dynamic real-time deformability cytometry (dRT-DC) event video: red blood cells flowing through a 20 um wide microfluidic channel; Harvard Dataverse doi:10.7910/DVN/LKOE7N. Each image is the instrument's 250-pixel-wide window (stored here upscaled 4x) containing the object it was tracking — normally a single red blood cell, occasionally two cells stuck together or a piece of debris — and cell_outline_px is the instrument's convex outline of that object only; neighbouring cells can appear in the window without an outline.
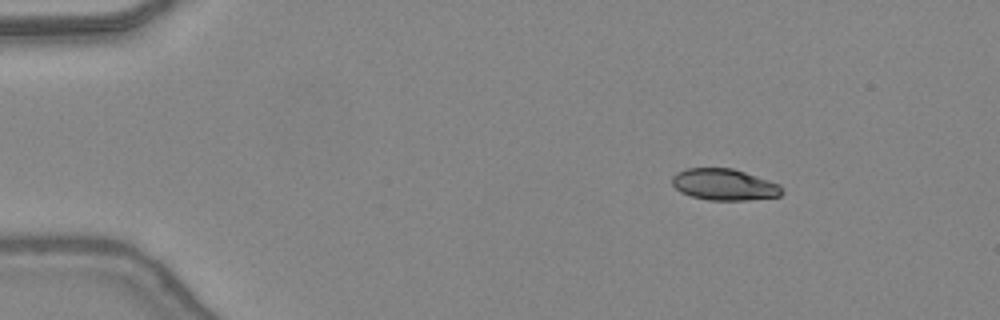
{"species": "common noctule bat (a hibernating species)", "species_latin": "Nyctalus noctula", "temperature_condition": "warm", "stored_images_in_passage": 41, "camera_frame_rate_fps": 3000, "um_per_image_px": 0.085, "animal": {"sex": "female", "body_mass_g": 24.6, "forearm_length_mm": 56.2}, "frame": {"image": 1, "passage_image": 1, "time_ms": 0.0, "image_size_px": [1000, 320], "cell_outline_px": [[784, 192], [780, 196], [748, 200], [708, 200], [692, 196], [680, 192], [672, 184], [672, 176], [676, 172], [688, 168], [732, 168], [780, 184], [784, 188]], "centroid_in_image_um": [61.57, 15.69], "position_along_channel_um": 23.4, "area_um2": 20.17}}
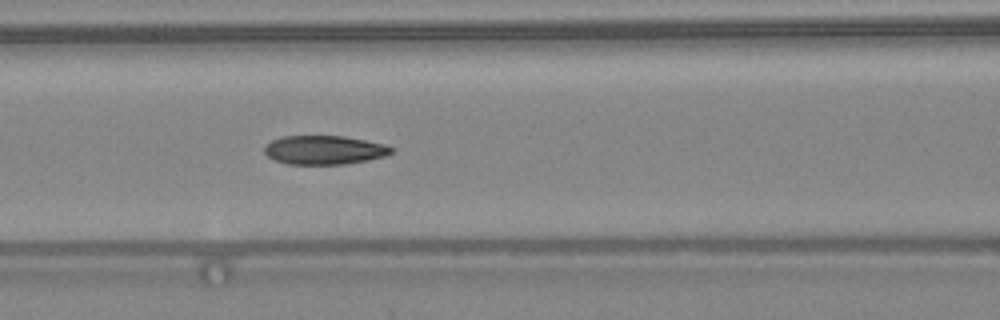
{"frame": {"image": 2, "passage_image": 15, "time_ms": 4.667, "image_size_px": [1000, 320], "cell_outline_px": [[392, 152], [384, 156], [368, 160], [344, 164], [288, 164], [276, 160], [268, 156], [264, 152], [264, 148], [272, 140], [284, 136], [344, 136], [388, 144], [392, 148]], "centroid_in_image_um": [27.59, 12.74], "position_along_channel_um": 139.0, "area_um2": 21.27}}
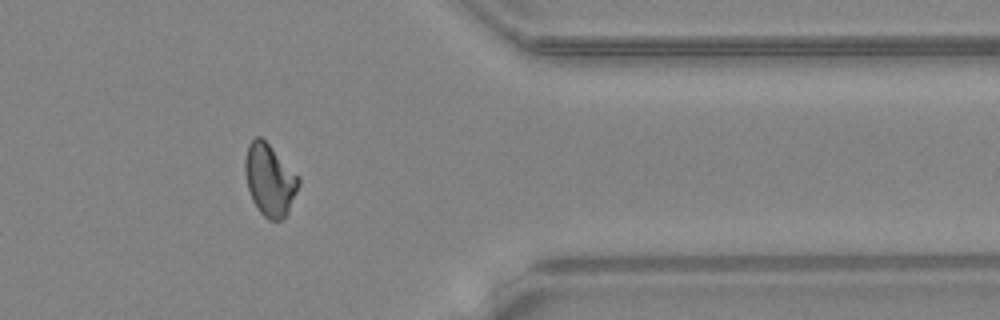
{"frame": {"image": 3, "passage_image": 33, "time_ms": 10.667, "image_size_px": [1000, 320], "cell_outline_px": [[300, 184], [288, 212], [280, 220], [268, 220], [256, 208], [252, 200], [248, 188], [244, 172], [244, 160], [248, 144], [256, 136], [260, 136], [300, 176]], "centroid_in_image_um": [22.92, 15.29], "position_along_channel_um": 388.5, "area_um2": 22.48}, "authors_computed_cell_mechanics": {"area_um2": 22.0796, "velocity_mm_per_s": 4.4303, "shape_relaxation_time_tau1_ms": 7.4282, "shape_relaxation_time_tau2_ms": 2.4933, "deformation_change_tau1": 0.2198, "deformation_change_tau2": 0.0837}}